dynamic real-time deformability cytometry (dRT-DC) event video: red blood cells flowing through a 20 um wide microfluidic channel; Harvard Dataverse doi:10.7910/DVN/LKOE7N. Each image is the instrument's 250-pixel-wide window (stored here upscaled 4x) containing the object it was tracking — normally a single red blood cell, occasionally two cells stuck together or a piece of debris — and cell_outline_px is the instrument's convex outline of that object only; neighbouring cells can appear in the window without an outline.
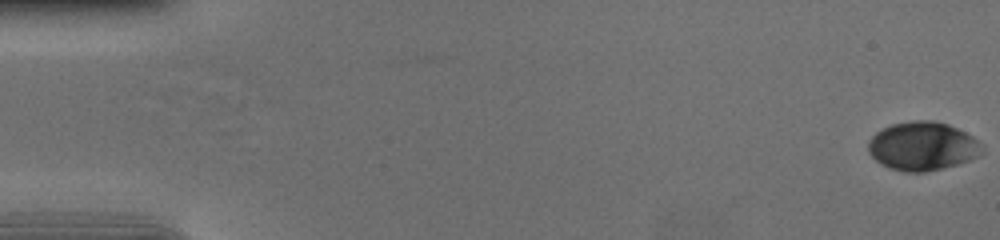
{"species": "human", "species_latin": "Homo sapiens", "temperature_condition": "cold", "stored_images_in_passage": 57, "camera_frame_rate_fps": 3000, "um_per_image_px": 0.085, "donor": {"sex": "female"}, "frame": {"image": 1, "passage_image": 1, "time_ms": 0.0, "image_size_px": [1000, 240], "cell_outline_px": [[984, 152], [968, 160], [956, 164], [924, 172], [904, 172], [888, 168], [880, 164], [868, 152], [868, 140], [876, 132], [892, 124], [912, 120], [932, 120], [948, 124], [972, 136], [980, 144]], "centroid_in_image_um": [78.37, 12.42], "position_along_channel_um": 6.6, "area_um2": 32.08}}
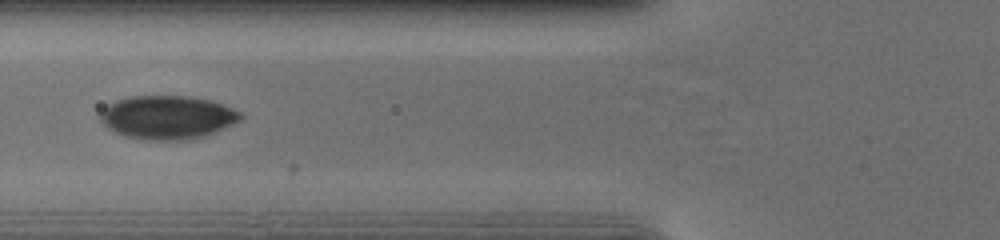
{"frame": {"image": 2, "passage_image": 23, "time_ms": 7.333, "image_size_px": [1000, 240], "cell_outline_px": [[244, 116], [240, 120], [232, 124], [204, 136], [184, 140], [148, 140], [128, 136], [116, 132], [108, 128], [96, 116], [108, 104], [116, 100], [132, 96], [188, 96], [212, 100], [232, 108], [240, 112]], "centroid_in_image_um": [14.21, 9.96], "position_along_channel_um": 111.6, "area_um2": 35.49}}
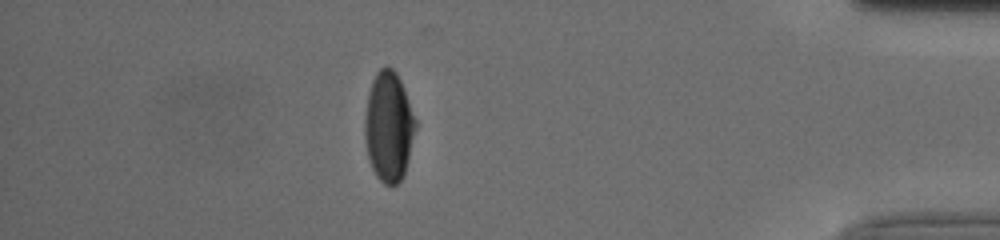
{"frame": {"image": 3, "passage_image": 50, "time_ms": 16.333, "image_size_px": [1000, 240], "cell_outline_px": [[416, 128], [404, 176], [396, 184], [384, 184], [376, 176], [368, 160], [364, 140], [364, 116], [368, 92], [372, 80], [376, 72], [380, 68], [392, 68], [396, 72], [404, 88], [416, 120]], "centroid_in_image_um": [33.02, 10.77], "position_along_channel_um": 402.2, "area_um2": 32.71}, "authors_computed_cell_mechanics": {"area_um2": 33.5818, "velocity_mm_per_s": 3.7122, "shape_relaxation_time_tau1_ms": 3.8328, "shape_relaxation_time_tau2_ms": 0.9477, "deformation_change_tau1": 0.1464, "deformation_change_tau2": 0.0343}}